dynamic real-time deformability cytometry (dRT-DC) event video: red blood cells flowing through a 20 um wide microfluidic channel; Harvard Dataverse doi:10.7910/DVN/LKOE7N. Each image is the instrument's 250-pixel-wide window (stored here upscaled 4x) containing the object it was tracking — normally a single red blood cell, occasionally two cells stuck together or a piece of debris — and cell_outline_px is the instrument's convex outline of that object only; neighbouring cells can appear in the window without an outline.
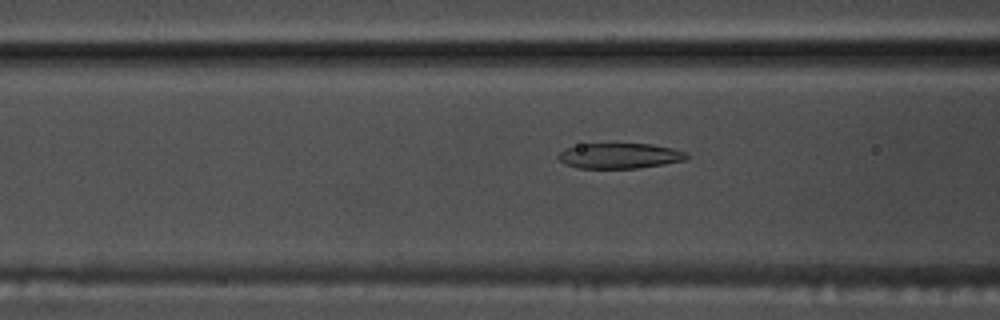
{"species": "common noctule bat (a hibernating species)", "species_latin": "Nyctalus noctula", "temperature_condition": "warm", "stored_images_in_passage": 40, "camera_frame_rate_fps": 3000, "um_per_image_px": 0.085, "animal": {"sex": "male", "body_mass_g": 17.5, "forearm_length_mm": 52.3}, "frame": {"image": 1, "passage_image": 18, "time_ms": 5.667, "image_size_px": [1000, 320], "cell_outline_px": [[688, 160], [664, 164], [636, 168], [576, 168], [564, 164], [556, 156], [564, 148], [580, 144], [652, 144], [672, 148], [688, 152]], "centroid_in_image_um": [52.67, 13.24], "position_along_channel_um": 113.9, "area_um2": 19.13}}
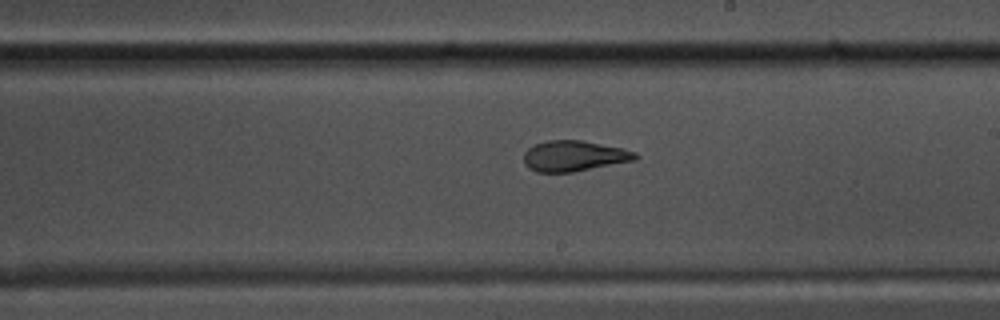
{"frame": {"image": 2, "passage_image": 28, "time_ms": 9.0, "image_size_px": [1000, 320], "cell_outline_px": [[640, 156], [636, 160], [572, 172], [536, 172], [528, 168], [524, 164], [524, 152], [528, 148], [536, 144], [548, 140], [580, 140], [620, 148], [636, 152]], "centroid_in_image_um": [48.78, 13.26], "position_along_channel_um": 240.2, "area_um2": 19.83}}
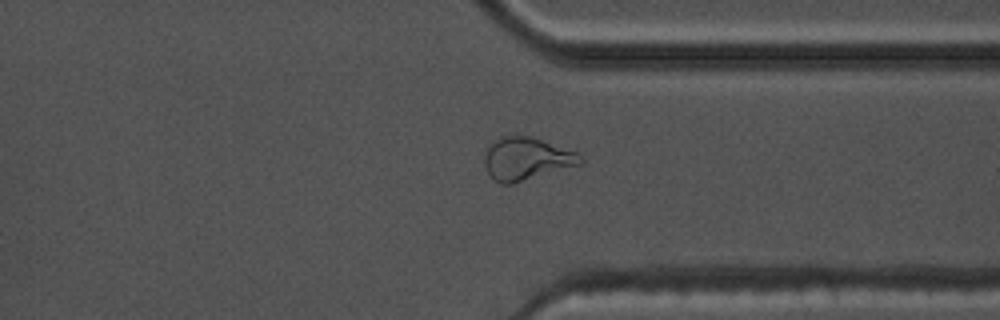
{"frame": {"image": 3, "passage_image": 38, "time_ms": 12.333, "image_size_px": [1000, 320], "cell_outline_px": [[584, 164], [512, 184], [500, 184], [488, 172], [484, 164], [484, 156], [488, 144], [500, 136], [536, 136], [580, 152], [584, 160]], "centroid_in_image_um": [44.82, 13.47], "position_along_channel_um": 366.6, "area_um2": 24.62}}